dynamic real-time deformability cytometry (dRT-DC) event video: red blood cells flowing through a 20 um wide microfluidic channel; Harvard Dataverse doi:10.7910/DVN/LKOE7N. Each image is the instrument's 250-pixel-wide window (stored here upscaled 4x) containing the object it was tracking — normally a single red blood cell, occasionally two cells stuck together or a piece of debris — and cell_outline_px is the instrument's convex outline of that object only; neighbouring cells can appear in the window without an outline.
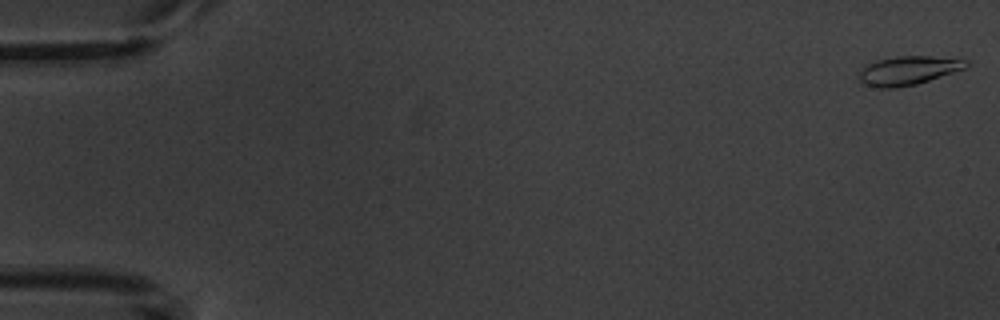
{"species": "common noctule bat (a hibernating species)", "species_latin": "Nyctalus noctula", "temperature_condition": "warm", "stored_images_in_passage": 6, "camera_frame_rate_fps": 3000, "um_per_image_px": 0.085, "animal": {"sex": "male", "body_mass_g": 20.1, "forearm_length_mm": 53.5}, "frame": {"image": 1, "passage_image": 1, "time_ms": 0.0, "image_size_px": [1000, 320], "cell_outline_px": [[968, 64], [964, 68], [916, 84], [896, 88], [880, 88], [868, 84], [860, 80], [860, 68], [876, 60], [896, 56], [932, 56], [968, 60]], "centroid_in_image_um": [77.18, 5.98], "position_along_channel_um": 7.8, "area_um2": 17.63}}
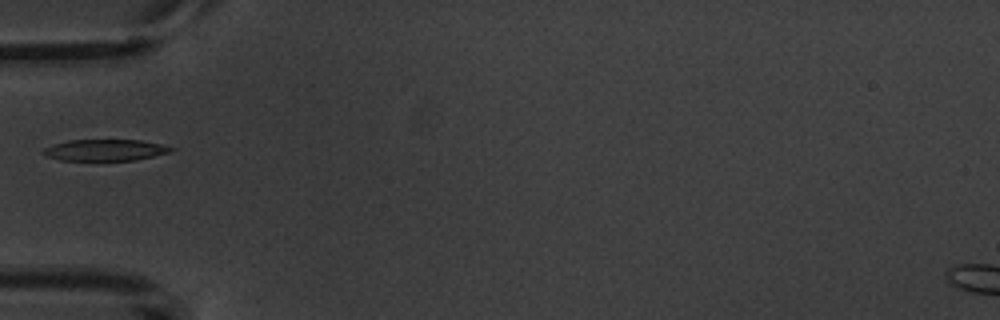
{"frame": {"image": 2, "passage_image": 5, "time_ms": 6.0, "image_size_px": [1000, 320], "cell_outline_px": [[176, 148], [172, 152], [136, 160], [60, 160], [48, 156], [40, 152], [44, 148], [68, 140], [140, 140], [160, 144]], "centroid_in_image_um": [8.97, 12.75], "position_along_channel_um": 76.0, "area_um2": 15.84}}